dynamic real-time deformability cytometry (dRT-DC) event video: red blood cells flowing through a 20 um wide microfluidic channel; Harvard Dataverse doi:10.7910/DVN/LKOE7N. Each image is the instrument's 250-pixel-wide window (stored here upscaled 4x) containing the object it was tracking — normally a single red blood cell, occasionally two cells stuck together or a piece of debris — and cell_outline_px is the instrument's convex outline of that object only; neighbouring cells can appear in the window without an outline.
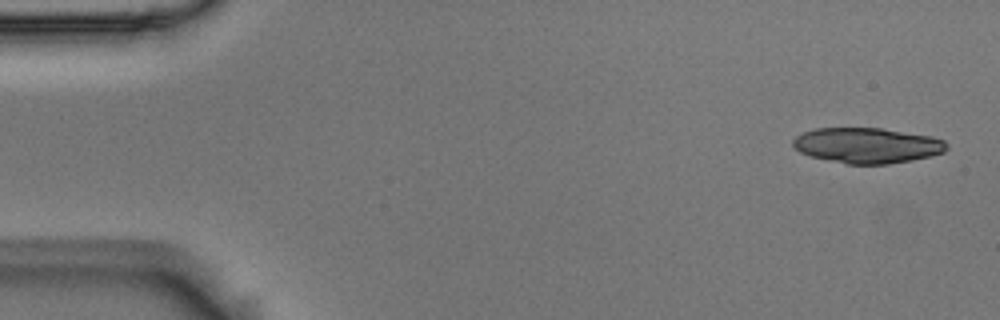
{"species": "Egyptian fruit bat (a non-hibernating species)", "species_latin": "Rousettus aegyptiacus", "temperature_condition": "room temperature", "stored_images_in_passage": 4, "camera_frame_rate_fps": 3000, "um_per_image_px": 0.085, "animal": {"sex": "male"}, "frame": {"image": 1, "passage_image": 1, "time_ms": 0.0, "image_size_px": [1000, 320], "cell_outline_px": [[948, 148], [944, 152], [912, 160], [888, 164], [848, 164], [808, 156], [800, 152], [792, 144], [792, 140], [796, 136], [804, 132], [816, 128], [880, 128], [932, 136], [944, 140], [948, 144]], "centroid_in_image_um": [73.7, 12.36], "position_along_channel_um": 11.3, "area_um2": 31.73}}